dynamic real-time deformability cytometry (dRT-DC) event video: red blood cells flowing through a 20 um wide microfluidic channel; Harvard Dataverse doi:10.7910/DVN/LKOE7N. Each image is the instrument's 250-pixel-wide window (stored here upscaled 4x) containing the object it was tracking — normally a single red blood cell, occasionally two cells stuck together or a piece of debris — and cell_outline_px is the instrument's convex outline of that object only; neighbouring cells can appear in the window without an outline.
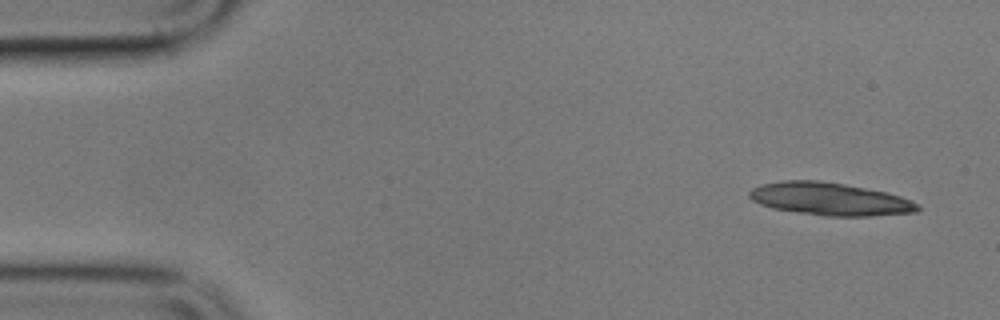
{"species": "common noctule bat (a hibernating species)", "species_latin": "Nyctalus noctula", "temperature_condition": "cold", "stored_images_in_passage": 6, "segment_of_instrument_passage": [1, 2], "camera_frame_rate_fps": 3000, "um_per_image_px": 0.085, "animal": {"sex": "male", "body_mass_g": 17.9}, "frame": {"image": 1, "passage_image": 1, "time_ms": 0.0, "image_size_px": [1000, 320], "cell_outline_px": [[920, 208], [916, 212], [872, 216], [824, 216], [772, 208], [760, 204], [752, 200], [748, 196], [748, 192], [752, 188], [760, 184], [784, 180], [820, 180], [844, 184], [884, 192], [900, 196], [920, 204]], "centroid_in_image_um": [70.51, 16.91], "position_along_channel_um": 14.5, "area_um2": 32.08}}